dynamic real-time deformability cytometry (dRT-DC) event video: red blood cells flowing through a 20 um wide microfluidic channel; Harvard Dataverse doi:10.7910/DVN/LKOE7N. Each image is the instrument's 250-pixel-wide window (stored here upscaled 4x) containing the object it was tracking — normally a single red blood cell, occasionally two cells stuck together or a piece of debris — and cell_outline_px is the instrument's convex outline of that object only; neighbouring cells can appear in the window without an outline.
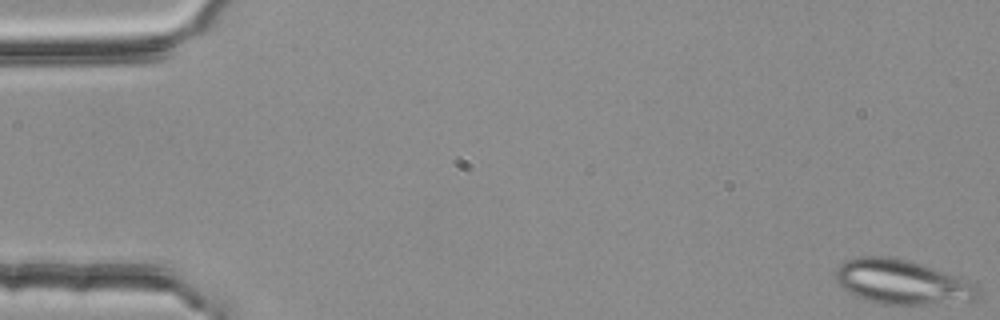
{"species": "common noctule bat (a hibernating species)", "species_latin": "Nyctalus noctula", "temperature_condition": "room temperature", "stored_images_in_passage": 4, "camera_frame_rate_fps": 3000, "um_per_image_px": 0.085, "animal": {"sex": "female", "body_mass_g": 25.1}, "frame": {"image": 1, "passage_image": 1, "time_ms": 0.0, "image_size_px": [1000, 320], "cell_outline_px": [[980, 296], [976, 300], [924, 304], [884, 304], [868, 300], [848, 292], [836, 280], [836, 268], [840, 264], [856, 256], [892, 256], [908, 260], [956, 276], [976, 284], [980, 288]], "centroid_in_image_um": [76.68, 23.96], "position_along_channel_um": 8.3, "area_um2": 36.59}}